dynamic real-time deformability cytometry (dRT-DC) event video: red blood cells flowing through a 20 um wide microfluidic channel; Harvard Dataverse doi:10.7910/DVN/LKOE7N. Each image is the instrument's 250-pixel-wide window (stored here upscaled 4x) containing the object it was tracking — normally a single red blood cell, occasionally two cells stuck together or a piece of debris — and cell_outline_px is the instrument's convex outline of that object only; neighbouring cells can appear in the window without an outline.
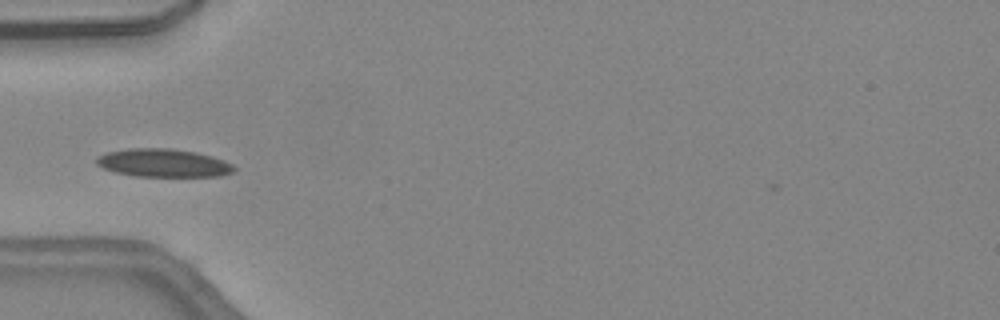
{"species": "common noctule bat (a hibernating species)", "species_latin": "Nyctalus noctula", "temperature_condition": "warm", "stored_images_in_passage": 32, "camera_frame_rate_fps": 3000, "um_per_image_px": 0.085, "animal": {"sex": "female", "body_mass_g": 24.6, "forearm_length_mm": 56.2}, "frame": {"image": 1, "passage_image": 1, "time_ms": 0.0, "image_size_px": [1000, 320], "cell_outline_px": [[236, 168], [232, 172], [220, 176], [136, 176], [116, 172], [104, 168], [96, 164], [96, 156], [108, 152], [132, 148], [172, 148], [196, 152], [212, 156], [224, 160], [232, 164]], "centroid_in_image_um": [13.89, 13.84], "position_along_channel_um": 71.1, "area_um2": 22.48}}
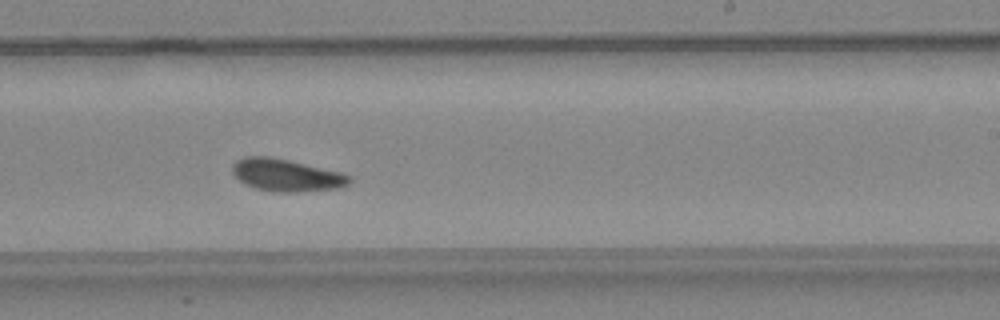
{"frame": {"image": 2, "passage_image": 14, "time_ms": 4.333, "image_size_px": [1000, 320], "cell_outline_px": [[352, 180], [348, 184], [340, 188], [296, 192], [280, 192], [256, 188], [240, 180], [232, 172], [232, 164], [236, 160], [244, 156], [272, 156], [340, 172], [352, 176]], "centroid_in_image_um": [24.35, 14.87], "position_along_channel_um": 264.6, "area_um2": 21.96}}
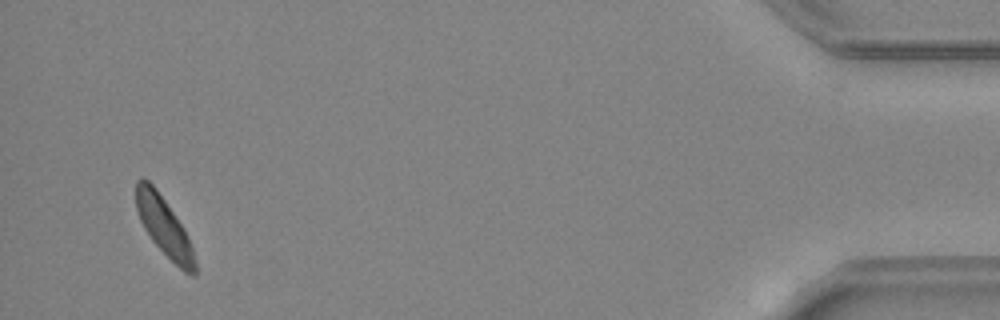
{"frame": {"image": 3, "passage_image": 30, "time_ms": 9.667, "image_size_px": [1000, 320], "cell_outline_px": [[196, 276], [192, 276], [184, 272], [152, 240], [144, 228], [140, 220], [136, 208], [136, 180], [140, 176], [144, 176], [156, 188], [184, 228], [188, 236], [196, 260]], "centroid_in_image_um": [13.95, 19.23], "position_along_channel_um": 421.3, "area_um2": 20.06}, "authors_computed_cell_mechanics": {"area_um2": 21.4727, "velocity_mm_per_s": 4.4625, "shape_relaxation_time_tau1_ms": 3.1635, "shape_relaxation_time_tau2_ms": null, "deformation_change_tau1": 0.0791, "deformation_change_tau2": null}}